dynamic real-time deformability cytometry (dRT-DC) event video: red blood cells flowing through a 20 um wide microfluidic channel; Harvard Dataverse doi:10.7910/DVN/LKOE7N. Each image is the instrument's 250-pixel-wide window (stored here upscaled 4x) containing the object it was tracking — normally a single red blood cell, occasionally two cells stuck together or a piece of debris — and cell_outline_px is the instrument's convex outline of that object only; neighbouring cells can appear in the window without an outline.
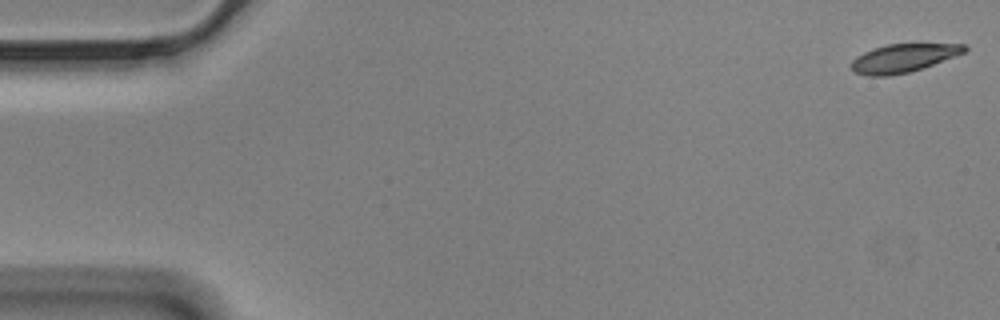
{"species": "Egyptian fruit bat (a non-hibernating species)", "species_latin": "Rousettus aegyptiacus", "temperature_condition": "cold", "stored_images_in_passage": 58, "camera_frame_rate_fps": 3000, "um_per_image_px": 0.085, "animal": {"sex": "male"}, "frame": {"image": 1, "passage_image": 1, "time_ms": 0.0, "image_size_px": [1000, 320], "cell_outline_px": [[968, 48], [964, 52], [932, 64], [908, 72], [888, 76], [868, 76], [856, 72], [852, 68], [852, 60], [856, 56], [872, 48], [888, 44], [964, 44]], "centroid_in_image_um": [76.73, 4.93], "position_along_channel_um": 8.3, "area_um2": 18.26}}
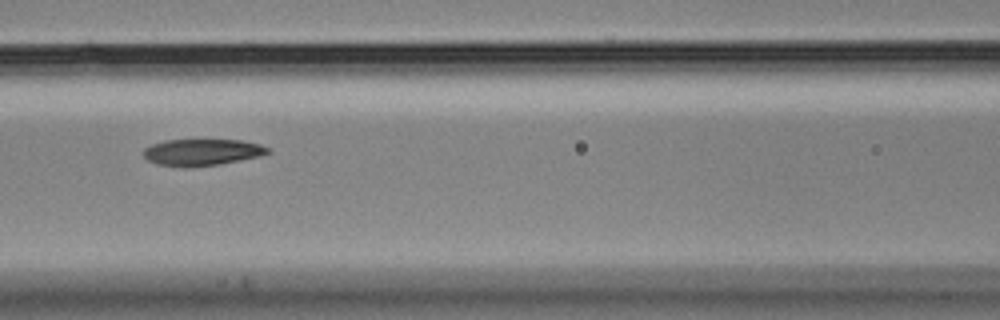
{"frame": {"image": 2, "passage_image": 25, "time_ms": 8.0, "image_size_px": [1000, 320], "cell_outline_px": [[268, 152], [256, 156], [240, 160], [220, 164], [184, 168], [156, 164], [148, 160], [144, 156], [144, 148], [152, 144], [164, 140], [240, 140], [260, 144], [268, 148]], "centroid_in_image_um": [17.1, 12.94], "position_along_channel_um": 149.5, "area_um2": 19.13}}
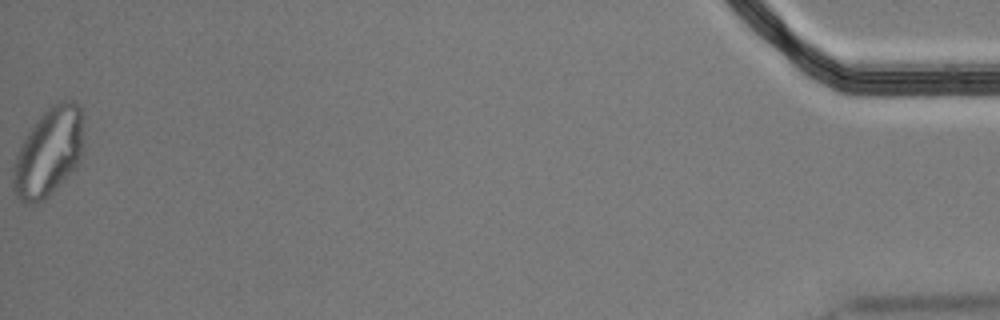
{"frame": {"image": 3, "passage_image": 58, "time_ms": 19.0, "image_size_px": [1000, 320], "cell_outline_px": [[84, 156], [76, 168], [44, 200], [36, 204], [28, 204], [20, 200], [16, 196], [12, 184], [12, 168], [16, 156], [28, 132], [36, 120], [52, 104], [60, 100], [72, 100], [80, 108], [84, 144]], "centroid_in_image_um": [4.15, 12.96], "position_along_channel_um": 431.0, "area_um2": 36.65}, "authors_computed_cell_mechanics": {"area_um2": 20.2878, "velocity_mm_per_s": 3.4584, "shape_relaxation_time_tau1_ms": 5.2915, "shape_relaxation_time_tau2_ms": 2.9294, "deformation_change_tau1": 0.1543, "deformation_change_tau2": 0.0837}}